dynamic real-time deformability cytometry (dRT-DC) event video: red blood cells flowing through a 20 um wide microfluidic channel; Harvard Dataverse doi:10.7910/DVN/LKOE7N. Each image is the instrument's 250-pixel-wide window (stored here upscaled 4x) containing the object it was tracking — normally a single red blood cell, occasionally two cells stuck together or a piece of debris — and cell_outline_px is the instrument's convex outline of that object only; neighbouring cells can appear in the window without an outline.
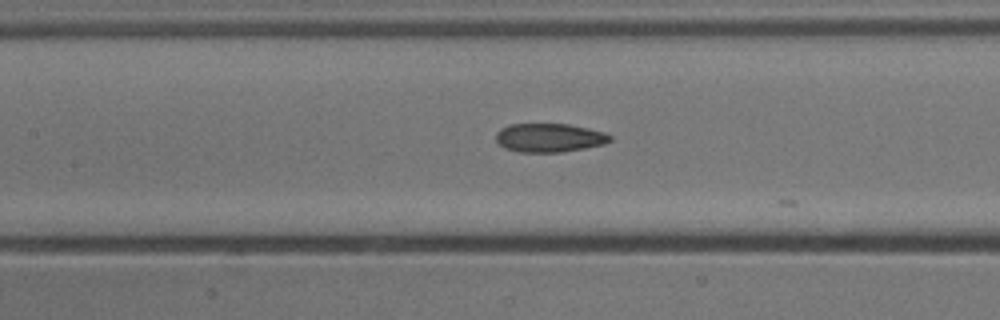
{"species": "common noctule bat (a hibernating species)", "species_latin": "Nyctalus noctula", "temperature_condition": "cold", "stored_images_in_passage": 28, "camera_frame_rate_fps": 3000, "um_per_image_px": 0.085, "animal": {"sex": "male", "body_mass_g": 13.3}, "frame": {"image": 1, "passage_image": 24, "time_ms": 7.667, "image_size_px": [1000, 320], "cell_outline_px": [[612, 140], [604, 144], [584, 148], [560, 152], [520, 152], [504, 148], [496, 140], [496, 132], [500, 128], [508, 124], [568, 124], [588, 128], [604, 132], [612, 136]], "centroid_in_image_um": [46.68, 11.7], "position_along_channel_um": 160.7, "area_um2": 19.13}}
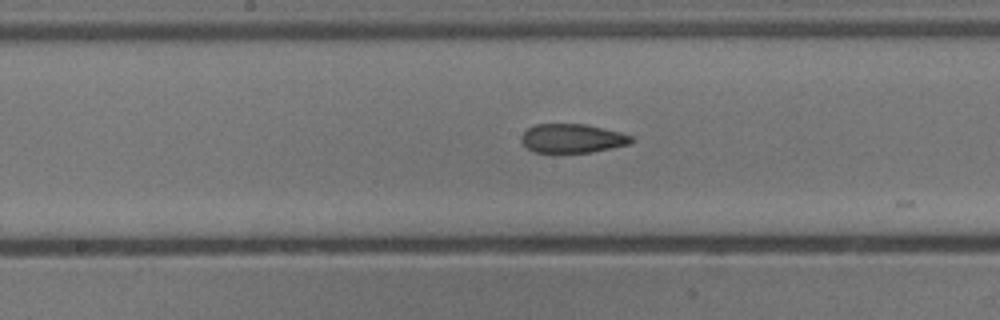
{"frame": {"image": 2, "passage_image": 27, "time_ms": 8.667, "image_size_px": [1000, 320], "cell_outline_px": [[632, 140], [628, 144], [612, 148], [592, 152], [536, 152], [528, 148], [520, 140], [520, 136], [528, 128], [536, 124], [584, 124], [604, 128], [620, 132], [632, 136]], "centroid_in_image_um": [48.63, 11.75], "position_along_channel_um": 199.6, "area_um2": 18.38}}